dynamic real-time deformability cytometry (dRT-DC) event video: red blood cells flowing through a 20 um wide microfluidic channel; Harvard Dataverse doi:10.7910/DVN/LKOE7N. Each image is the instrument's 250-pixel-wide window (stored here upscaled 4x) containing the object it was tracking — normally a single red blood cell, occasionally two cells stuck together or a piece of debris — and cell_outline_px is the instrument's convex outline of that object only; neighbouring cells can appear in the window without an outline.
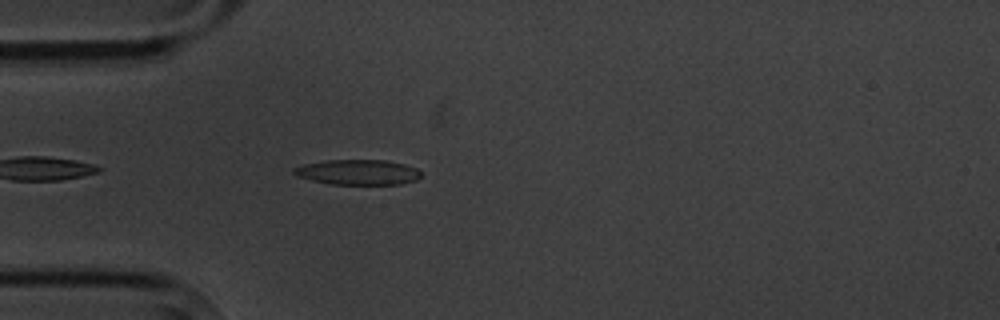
{"species": "common noctule bat (a hibernating species)", "species_latin": "Nyctalus noctula", "temperature_condition": "cold", "stored_images_in_passage": 4, "camera_frame_rate_fps": 3000, "um_per_image_px": 0.085, "animal": {"sex": "male", "body_mass_g": 20.1, "forearm_length_mm": 53.5}, "frame": {"image": 1, "passage_image": 4, "time_ms": 3.667, "image_size_px": [1000, 320], "cell_outline_px": [[420, 176], [416, 180], [400, 184], [332, 184], [312, 180], [296, 176], [292, 172], [292, 168], [304, 164], [324, 160], [384, 160], [404, 164], [416, 168], [420, 172]], "centroid_in_image_um": [30.38, 14.63], "position_along_channel_um": 54.6, "area_um2": 18.61}}